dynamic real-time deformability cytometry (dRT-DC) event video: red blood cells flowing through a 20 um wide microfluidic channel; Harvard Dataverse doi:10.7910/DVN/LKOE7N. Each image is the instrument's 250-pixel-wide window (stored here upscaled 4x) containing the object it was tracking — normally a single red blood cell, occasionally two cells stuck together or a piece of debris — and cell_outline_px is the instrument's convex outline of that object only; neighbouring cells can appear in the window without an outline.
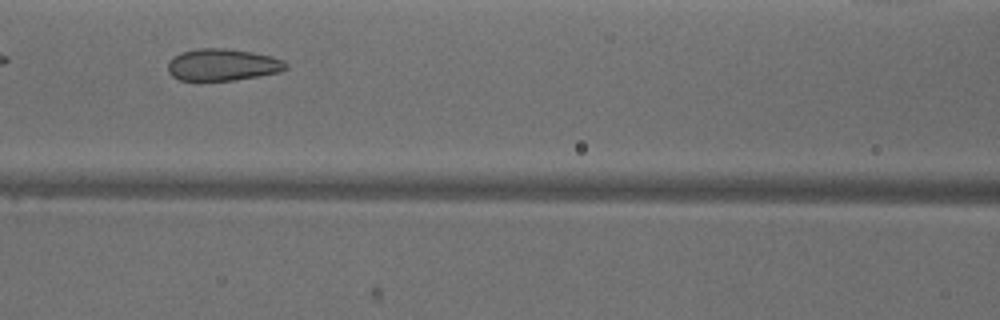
{"species": "common noctule bat (a hibernating species)", "species_latin": "Nyctalus noctula", "temperature_condition": "warm", "stored_images_in_passage": 22, "camera_frame_rate_fps": 3000, "um_per_image_px": 0.085, "animal": {"sex": "male", "body_mass_g": 18.8}, "frame": {"image": 1, "passage_image": 7, "time_ms": 2.0, "image_size_px": [1000, 320], "cell_outline_px": [[288, 68], [280, 72], [232, 80], [200, 84], [196, 84], [180, 80], [172, 76], [168, 72], [168, 60], [180, 52], [196, 48], [224, 48], [252, 52], [272, 56], [284, 60], [288, 64]], "centroid_in_image_um": [18.85, 5.54], "position_along_channel_um": 147.7, "area_um2": 22.83}}
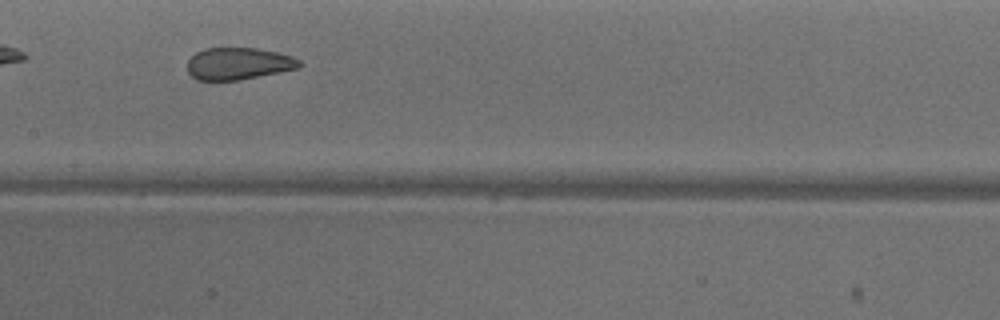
{"frame": {"image": 2, "passage_image": 10, "time_ms": 3.0, "image_size_px": [1000, 320], "cell_outline_px": [[304, 64], [300, 68], [240, 80], [196, 80], [188, 72], [188, 60], [196, 52], [204, 48], [256, 48], [276, 52], [292, 56], [300, 60]], "centroid_in_image_um": [20.29, 5.41], "position_along_channel_um": 187.1, "area_um2": 21.04}}